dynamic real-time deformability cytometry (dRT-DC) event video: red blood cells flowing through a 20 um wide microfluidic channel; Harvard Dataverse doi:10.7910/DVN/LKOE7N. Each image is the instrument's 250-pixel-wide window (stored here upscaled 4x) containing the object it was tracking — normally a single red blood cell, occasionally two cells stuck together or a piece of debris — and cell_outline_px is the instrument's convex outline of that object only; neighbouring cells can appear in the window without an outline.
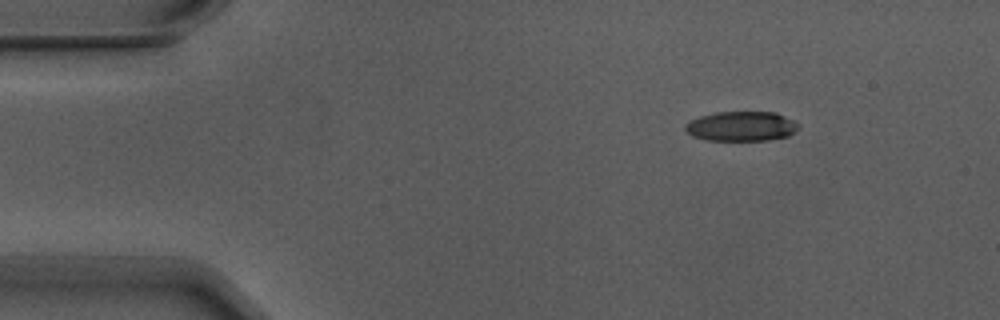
{"species": "Egyptian fruit bat (a non-hibernating species)", "species_latin": "Rousettus aegyptiacus", "temperature_condition": "warm", "stored_images_in_passage": 9, "camera_frame_rate_fps": 3000, "um_per_image_px": 0.085, "animal": {"sex": "male"}, "frame": {"image": 1, "passage_image": 1, "time_ms": 0.0, "image_size_px": [1000, 320], "cell_outline_px": [[800, 128], [788, 136], [768, 140], [708, 140], [692, 136], [684, 128], [684, 124], [688, 120], [700, 116], [716, 112], [776, 112], [792, 120]], "centroid_in_image_um": [62.98, 10.73], "position_along_channel_um": 22.0, "area_um2": 19.59}}
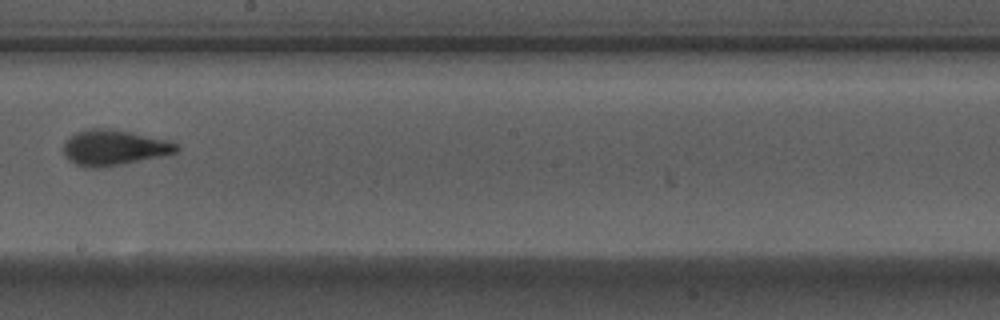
{"frame": {"image": 2, "passage_image": 7, "time_ms": 2.0, "image_size_px": [1000, 320], "cell_outline_px": [[180, 148], [176, 152], [160, 156], [100, 168], [84, 168], [68, 160], [64, 156], [64, 140], [76, 132], [88, 128], [108, 128], [132, 132], [168, 140], [180, 144]], "centroid_in_image_um": [9.66, 12.54], "position_along_channel_um": 238.5, "area_um2": 23.52}}
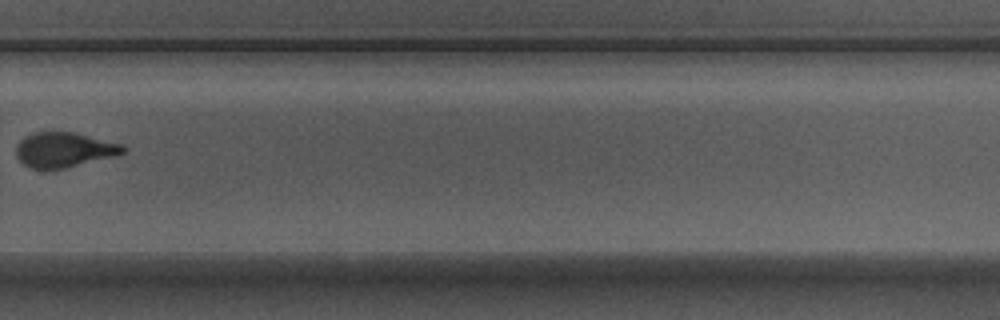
{"frame": {"image": 3, "passage_image": 9, "time_ms": 2.667, "image_size_px": [1000, 320], "cell_outline_px": [[128, 148], [124, 152], [112, 156], [64, 168], [28, 168], [16, 156], [16, 144], [24, 136], [32, 132], [72, 132], [124, 144]], "centroid_in_image_um": [5.42, 12.71], "position_along_channel_um": 324.4, "area_um2": 21.56}}